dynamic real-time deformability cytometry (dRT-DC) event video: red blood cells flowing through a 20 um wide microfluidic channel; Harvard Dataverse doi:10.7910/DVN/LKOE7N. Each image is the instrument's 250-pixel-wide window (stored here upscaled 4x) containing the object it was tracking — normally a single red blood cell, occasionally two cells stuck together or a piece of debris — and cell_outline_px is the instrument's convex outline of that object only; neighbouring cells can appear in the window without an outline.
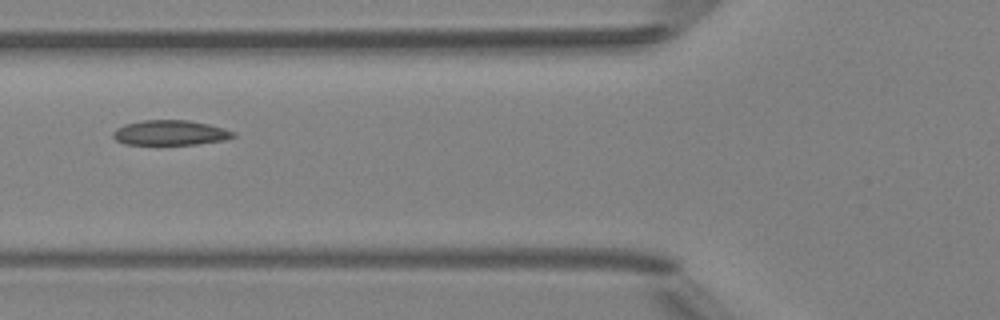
{"species": "Egyptian fruit bat (a non-hibernating species)", "species_latin": "Rousettus aegyptiacus", "temperature_condition": "room temperature", "stored_images_in_passage": 3, "camera_frame_rate_fps": 3000, "um_per_image_px": 0.085, "animal": {"sex": "female"}, "frame": {"image": 1, "passage_image": 2, "time_ms": 1.333, "image_size_px": [1000, 320], "cell_outline_px": [[236, 136], [224, 140], [196, 144], [124, 144], [116, 140], [112, 136], [112, 132], [116, 128], [124, 124], [140, 120], [188, 120], [208, 124], [224, 128], [236, 132]], "centroid_in_image_um": [14.46, 11.27], "position_along_channel_um": 111.3, "area_um2": 17.57}}
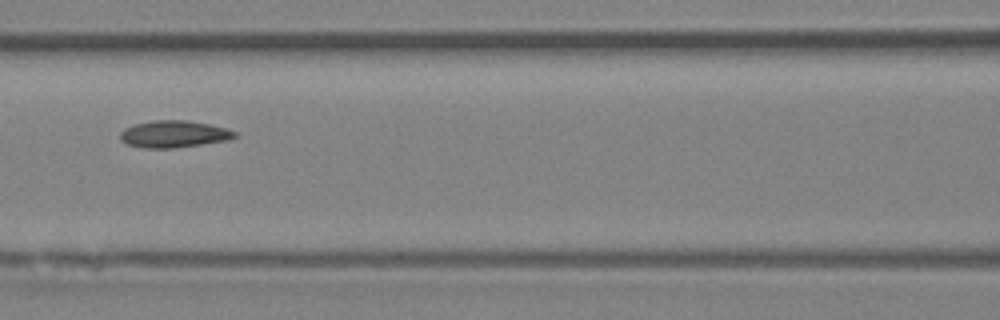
{"frame": {"image": 2, "passage_image": 3, "time_ms": 2.333, "image_size_px": [1000, 320], "cell_outline_px": [[240, 136], [228, 140], [176, 148], [144, 148], [124, 144], [120, 140], [120, 132], [124, 128], [136, 124], [152, 120], [188, 120], [208, 124], [224, 128], [236, 132]], "centroid_in_image_um": [14.76, 11.4], "position_along_channel_um": 151.8, "area_um2": 18.15}}